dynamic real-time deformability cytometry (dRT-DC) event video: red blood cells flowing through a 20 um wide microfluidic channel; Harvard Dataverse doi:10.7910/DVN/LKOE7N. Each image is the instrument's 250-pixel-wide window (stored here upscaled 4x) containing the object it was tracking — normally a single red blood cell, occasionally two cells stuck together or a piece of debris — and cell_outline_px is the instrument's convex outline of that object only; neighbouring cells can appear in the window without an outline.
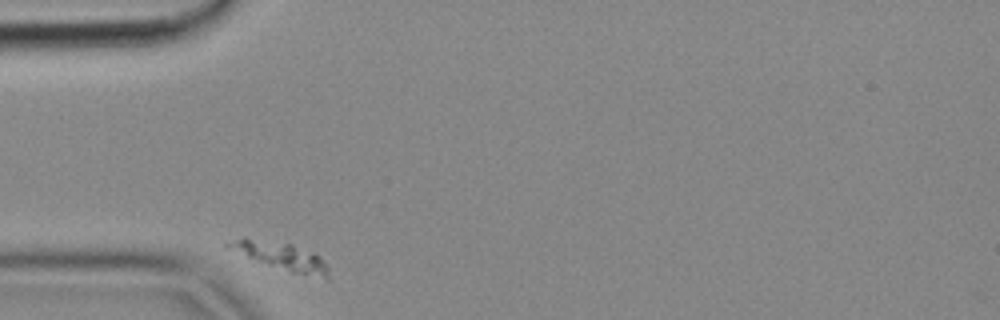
{"species": "common noctule bat (a hibernating species)", "species_latin": "Nyctalus noctula", "temperature_condition": "cold", "stored_images_in_passage": 2, "camera_frame_rate_fps": 3000, "um_per_image_px": 0.085, "animal": {"sex": "female", "body_mass_g": 18.4}, "frame": {"image": 1, "passage_image": 1, "time_ms": 0.0, "image_size_px": [1000, 320], "cell_outline_px": [[328, 280], [292, 272], [256, 260], [224, 248], [224, 244], [244, 236], [292, 244], [320, 256], [328, 268]], "centroid_in_image_um": [23.85, 21.75], "position_along_channel_um": 61.1, "area_um2": 16.07}}
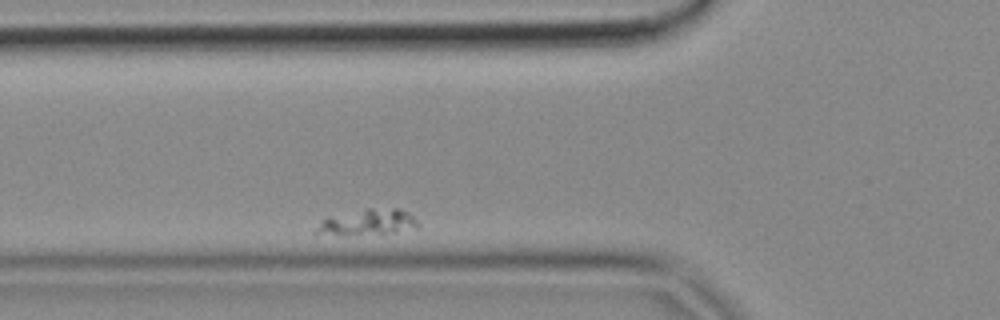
{"frame": {"image": 2, "passage_image": 2, "time_ms": 0.333, "image_size_px": [1000, 320], "cell_outline_px": [[420, 224], [416, 228], [380, 236], [312, 232], [328, 216], [368, 208], [400, 208], [408, 212]], "centroid_in_image_um": [31.36, 18.9], "position_along_channel_um": 94.4, "area_um2": 15.55}}